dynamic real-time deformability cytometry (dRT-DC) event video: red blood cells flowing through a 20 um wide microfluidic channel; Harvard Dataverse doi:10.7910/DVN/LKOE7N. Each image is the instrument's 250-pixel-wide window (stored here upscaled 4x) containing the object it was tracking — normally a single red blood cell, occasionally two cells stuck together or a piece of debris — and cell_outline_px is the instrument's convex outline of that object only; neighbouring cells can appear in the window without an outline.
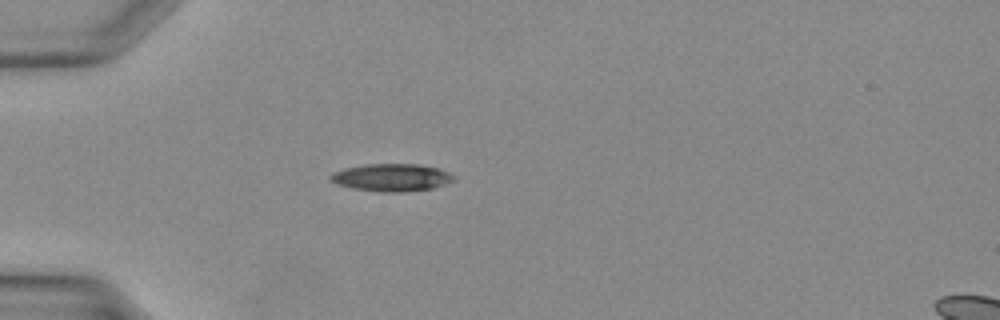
{"species": "Egyptian fruit bat (a non-hibernating species)", "species_latin": "Rousettus aegyptiacus", "temperature_condition": "warm", "stored_images_in_passage": 27, "camera_frame_rate_fps": 3000, "um_per_image_px": 0.085, "animal": {"sex": "female"}, "frame": {"image": 1, "passage_image": 1, "time_ms": 0.0, "image_size_px": [1000, 320], "cell_outline_px": [[456, 180], [432, 188], [400, 192], [380, 192], [352, 188], [340, 184], [332, 180], [328, 176], [332, 172], [344, 168], [368, 164], [416, 164], [440, 168], [456, 176]], "centroid_in_image_um": [33.32, 15.08], "position_along_channel_um": 51.7, "area_um2": 19.71}}
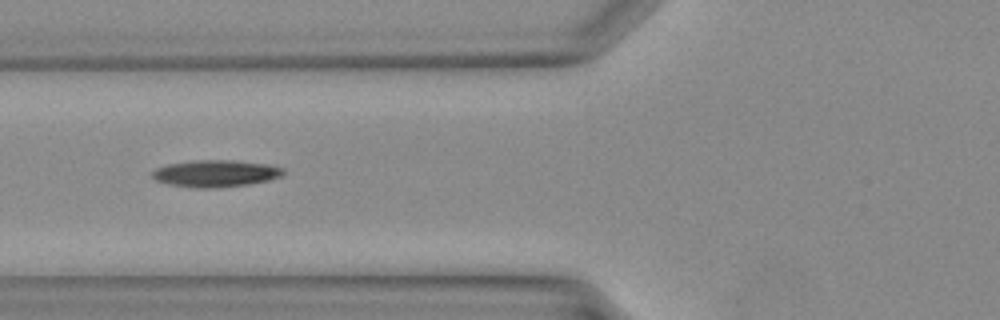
{"frame": {"image": 2, "passage_image": 5, "time_ms": 1.333, "image_size_px": [1000, 320], "cell_outline_px": [[284, 176], [268, 180], [248, 184], [216, 188], [192, 188], [168, 184], [156, 180], [152, 176], [152, 172], [156, 168], [168, 164], [196, 160], [232, 160], [272, 164], [284, 168]], "centroid_in_image_um": [18.37, 14.74], "position_along_channel_um": 107.4, "area_um2": 20.75}}